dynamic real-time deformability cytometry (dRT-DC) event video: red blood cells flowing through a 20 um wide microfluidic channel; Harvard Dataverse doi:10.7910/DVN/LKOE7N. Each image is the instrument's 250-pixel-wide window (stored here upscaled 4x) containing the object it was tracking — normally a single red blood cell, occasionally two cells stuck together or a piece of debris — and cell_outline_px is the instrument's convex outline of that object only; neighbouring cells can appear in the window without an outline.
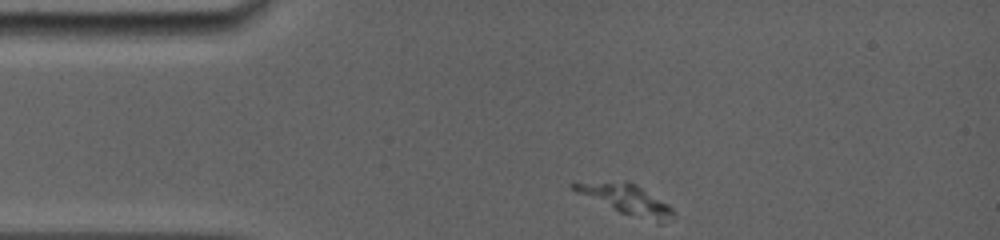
{"species": "common noctule bat (a hibernating species)", "species_latin": "Nyctalus noctula", "temperature_condition": "room temperature", "stored_images_in_passage": 20, "camera_frame_rate_fps": 5000, "um_per_image_px": 0.085, "animal": {"sex": "female", "body_mass_g": 19.0, "forearm_length_mm": 56.7}, "frame": {"image": 1, "passage_image": 1, "time_ms": 0.0, "image_size_px": [1000, 240], "cell_outline_px": [[676, 216], [660, 224], [620, 212], [576, 192], [568, 184], [624, 180], [628, 180], [636, 184], [668, 204], [672, 208]], "centroid_in_image_um": [53.3, 16.95], "position_along_channel_um": 31.7, "area_um2": 17.22}}